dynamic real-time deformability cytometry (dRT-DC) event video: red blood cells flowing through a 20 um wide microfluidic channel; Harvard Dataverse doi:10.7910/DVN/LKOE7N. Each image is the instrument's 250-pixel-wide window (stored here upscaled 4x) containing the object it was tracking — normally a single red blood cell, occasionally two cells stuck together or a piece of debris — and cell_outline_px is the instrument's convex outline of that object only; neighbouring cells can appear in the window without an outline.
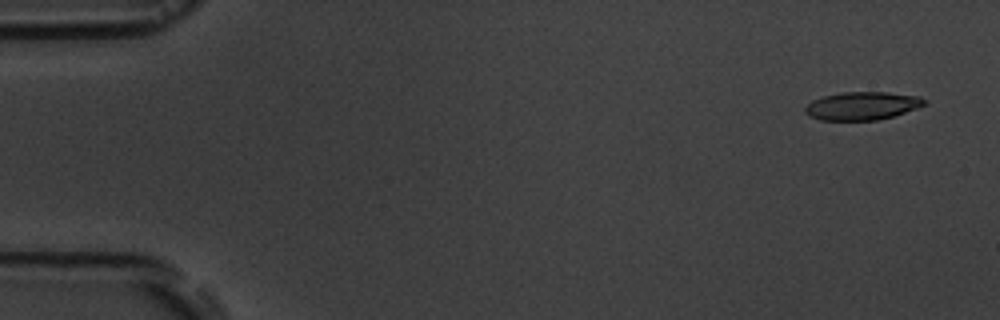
{"species": "common noctule bat (a hibernating species)", "species_latin": "Nyctalus noctula", "temperature_condition": "room temperature", "stored_images_in_passage": 6, "camera_frame_rate_fps": 3000, "um_per_image_px": 0.085, "animal": {"sex": "male", "body_mass_g": 19.5, "forearm_length_mm": 54.6}, "frame": {"image": 1, "passage_image": 1, "time_ms": 0.0, "image_size_px": [1000, 320], "cell_outline_px": [[928, 104], [892, 116], [876, 120], [820, 120], [808, 116], [804, 112], [804, 108], [812, 100], [824, 96], [840, 92], [888, 92], [920, 96]], "centroid_in_image_um": [73.25, 8.99], "position_along_channel_um": 11.7, "area_um2": 19.54}}
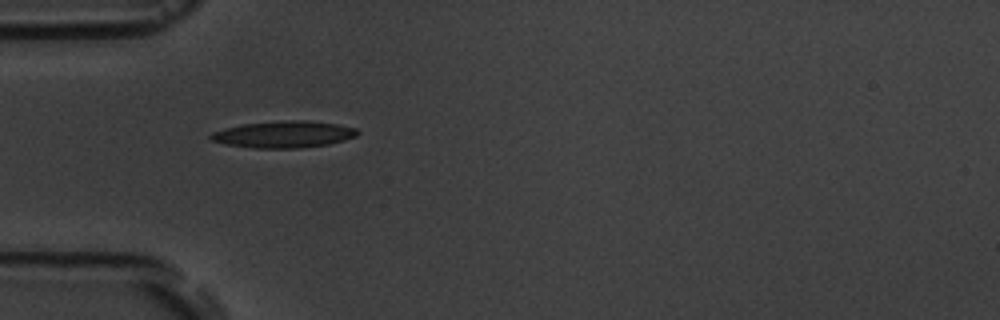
{"frame": {"image": 2, "passage_image": 5, "time_ms": 4.667, "image_size_px": [1000, 320], "cell_outline_px": [[360, 132], [356, 136], [344, 140], [328, 144], [296, 148], [256, 148], [228, 144], [212, 140], [208, 136], [212, 132], [244, 124], [284, 120], [308, 120], [336, 124], [356, 128]], "centroid_in_image_um": [24.16, 11.41], "position_along_channel_um": 60.8, "area_um2": 22.54}}
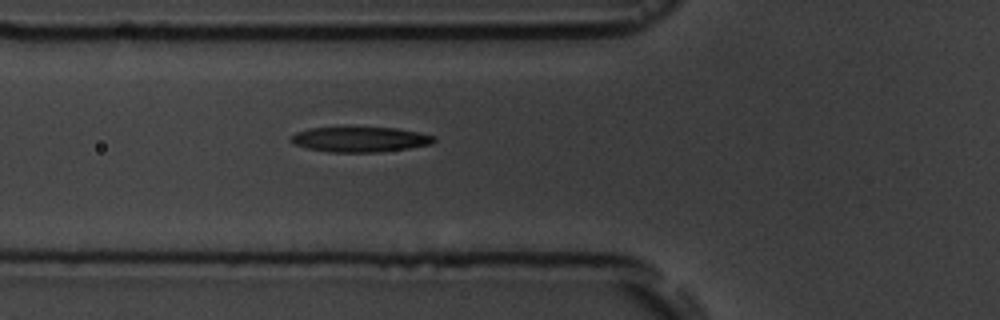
{"frame": {"image": 3, "passage_image": 6, "time_ms": 5.667, "image_size_px": [1000, 320], "cell_outline_px": [[436, 140], [432, 144], [408, 148], [380, 152], [328, 152], [308, 148], [296, 144], [292, 140], [292, 136], [296, 132], [312, 128], [396, 128], [420, 132], [436, 136]], "centroid_in_image_um": [30.69, 11.85], "position_along_channel_um": 95.1, "area_um2": 20.69}}